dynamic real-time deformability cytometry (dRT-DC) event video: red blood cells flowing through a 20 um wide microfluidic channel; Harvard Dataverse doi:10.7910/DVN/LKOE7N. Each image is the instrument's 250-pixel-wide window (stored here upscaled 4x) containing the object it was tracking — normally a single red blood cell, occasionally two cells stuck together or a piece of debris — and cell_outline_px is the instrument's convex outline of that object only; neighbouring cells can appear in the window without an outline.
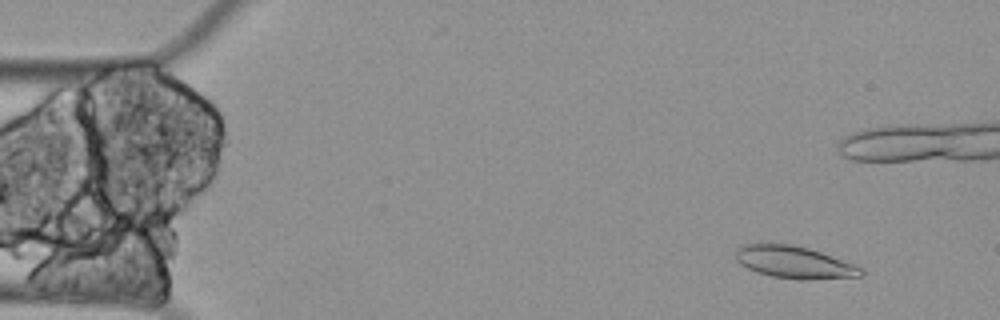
{"species": "Egyptian fruit bat (a non-hibernating species)", "species_latin": "Rousettus aegyptiacus", "temperature_condition": "cold", "stored_images_in_passage": 62, "camera_frame_rate_fps": 3000, "um_per_image_px": 0.085, "animal": {"sex": "female"}, "frame": {"image": 1, "passage_image": 6, "time_ms": 1.667, "image_size_px": [1000, 320], "cell_outline_px": [[864, 272], [860, 276], [808, 280], [800, 280], [772, 276], [756, 272], [740, 264], [736, 260], [736, 248], [744, 244], [792, 244], [808, 248], [820, 252], [864, 268]], "centroid_in_image_um": [67.5, 22.3], "position_along_channel_um": 17.5, "area_um2": 23.41}}
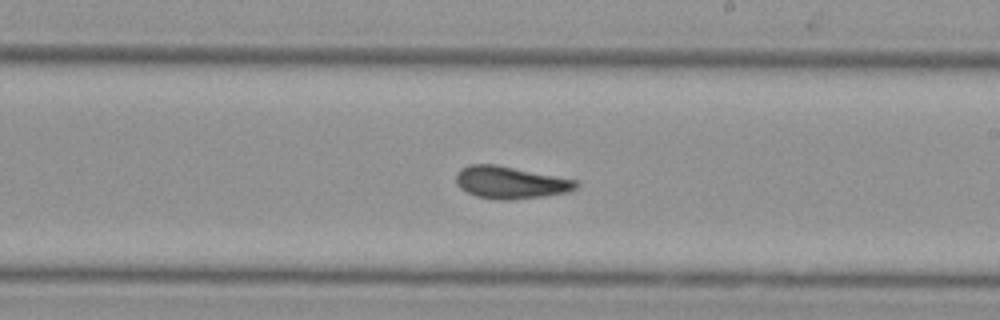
{"frame": {"image": 2, "passage_image": 35, "time_ms": 11.333, "image_size_px": [1000, 320], "cell_outline_px": [[580, 184], [576, 188], [568, 192], [544, 196], [508, 200], [500, 200], [476, 196], [460, 188], [456, 184], [456, 172], [460, 168], [468, 164], [496, 164], [576, 180]], "centroid_in_image_um": [43.35, 15.5], "position_along_channel_um": 245.6, "area_um2": 22.6}}
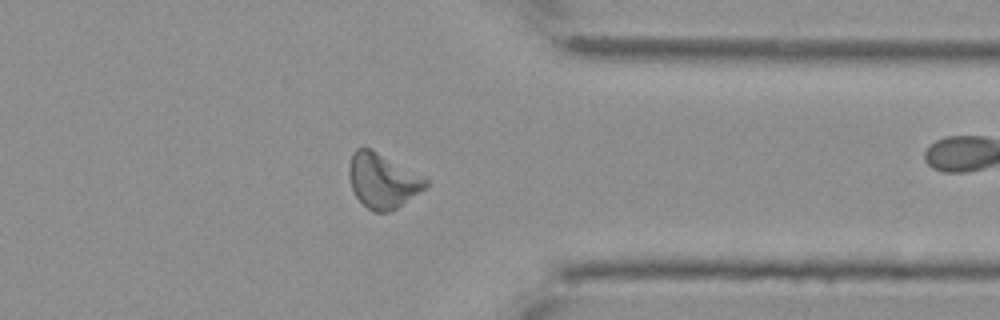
{"frame": {"image": 3, "passage_image": 48, "time_ms": 15.667, "image_size_px": [1000, 320], "cell_outline_px": [[428, 184], [424, 188], [396, 208], [388, 212], [372, 212], [356, 196], [352, 188], [348, 172], [348, 164], [352, 152], [356, 148], [372, 148], [428, 180]], "centroid_in_image_um": [32.46, 15.34], "position_along_channel_um": 378.9, "area_um2": 24.04}, "authors_computed_cell_mechanics": {"area_um2": 23.4957, "velocity_mm_per_s": 3.2255, "shape_relaxation_time_tau1_ms": null, "shape_relaxation_time_tau2_ms": 3.953, "deformation_change_tau1": null, "deformation_change_tau2": 0.1208}}